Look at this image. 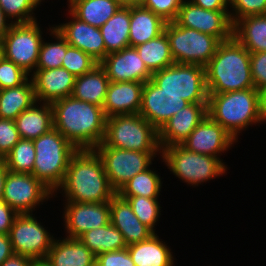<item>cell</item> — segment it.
I'll return each mask as SVG.
<instances>
[{"mask_svg":"<svg viewBox=\"0 0 266 266\" xmlns=\"http://www.w3.org/2000/svg\"><path fill=\"white\" fill-rule=\"evenodd\" d=\"M46 259L52 266H96V256L79 238L54 239Z\"/></svg>","mask_w":266,"mask_h":266,"instance_id":"cell-24","label":"cell"},{"mask_svg":"<svg viewBox=\"0 0 266 266\" xmlns=\"http://www.w3.org/2000/svg\"><path fill=\"white\" fill-rule=\"evenodd\" d=\"M35 156L33 140L21 138L4 157V161L10 172L32 174Z\"/></svg>","mask_w":266,"mask_h":266,"instance_id":"cell-36","label":"cell"},{"mask_svg":"<svg viewBox=\"0 0 266 266\" xmlns=\"http://www.w3.org/2000/svg\"><path fill=\"white\" fill-rule=\"evenodd\" d=\"M111 188L117 193L136 174L148 169L157 152H139L114 147H96Z\"/></svg>","mask_w":266,"mask_h":266,"instance_id":"cell-10","label":"cell"},{"mask_svg":"<svg viewBox=\"0 0 266 266\" xmlns=\"http://www.w3.org/2000/svg\"><path fill=\"white\" fill-rule=\"evenodd\" d=\"M53 194L34 175L8 171L2 200L18 214H31L40 202L51 198Z\"/></svg>","mask_w":266,"mask_h":266,"instance_id":"cell-12","label":"cell"},{"mask_svg":"<svg viewBox=\"0 0 266 266\" xmlns=\"http://www.w3.org/2000/svg\"><path fill=\"white\" fill-rule=\"evenodd\" d=\"M147 69L154 73L174 64L166 33L135 47Z\"/></svg>","mask_w":266,"mask_h":266,"instance_id":"cell-34","label":"cell"},{"mask_svg":"<svg viewBox=\"0 0 266 266\" xmlns=\"http://www.w3.org/2000/svg\"><path fill=\"white\" fill-rule=\"evenodd\" d=\"M143 86L142 82H110L102 107L106 117L139 113Z\"/></svg>","mask_w":266,"mask_h":266,"instance_id":"cell-23","label":"cell"},{"mask_svg":"<svg viewBox=\"0 0 266 266\" xmlns=\"http://www.w3.org/2000/svg\"><path fill=\"white\" fill-rule=\"evenodd\" d=\"M99 63L82 50L70 46L66 41V54L63 59L62 68H65L75 77L91 71Z\"/></svg>","mask_w":266,"mask_h":266,"instance_id":"cell-40","label":"cell"},{"mask_svg":"<svg viewBox=\"0 0 266 266\" xmlns=\"http://www.w3.org/2000/svg\"><path fill=\"white\" fill-rule=\"evenodd\" d=\"M64 222L68 238L110 223V201L102 203L65 202Z\"/></svg>","mask_w":266,"mask_h":266,"instance_id":"cell-16","label":"cell"},{"mask_svg":"<svg viewBox=\"0 0 266 266\" xmlns=\"http://www.w3.org/2000/svg\"><path fill=\"white\" fill-rule=\"evenodd\" d=\"M164 32L175 63L206 66L215 55L220 41L209 34L167 22Z\"/></svg>","mask_w":266,"mask_h":266,"instance_id":"cell-9","label":"cell"},{"mask_svg":"<svg viewBox=\"0 0 266 266\" xmlns=\"http://www.w3.org/2000/svg\"><path fill=\"white\" fill-rule=\"evenodd\" d=\"M251 76L256 89L266 85V52L250 53Z\"/></svg>","mask_w":266,"mask_h":266,"instance_id":"cell-46","label":"cell"},{"mask_svg":"<svg viewBox=\"0 0 266 266\" xmlns=\"http://www.w3.org/2000/svg\"><path fill=\"white\" fill-rule=\"evenodd\" d=\"M233 37L250 53L266 52V14L237 20L233 24Z\"/></svg>","mask_w":266,"mask_h":266,"instance_id":"cell-29","label":"cell"},{"mask_svg":"<svg viewBox=\"0 0 266 266\" xmlns=\"http://www.w3.org/2000/svg\"><path fill=\"white\" fill-rule=\"evenodd\" d=\"M53 127L78 150L95 149L105 137L102 107L68 96L51 104Z\"/></svg>","mask_w":266,"mask_h":266,"instance_id":"cell-1","label":"cell"},{"mask_svg":"<svg viewBox=\"0 0 266 266\" xmlns=\"http://www.w3.org/2000/svg\"><path fill=\"white\" fill-rule=\"evenodd\" d=\"M69 11L96 28L103 26L120 8L113 0H73Z\"/></svg>","mask_w":266,"mask_h":266,"instance_id":"cell-31","label":"cell"},{"mask_svg":"<svg viewBox=\"0 0 266 266\" xmlns=\"http://www.w3.org/2000/svg\"><path fill=\"white\" fill-rule=\"evenodd\" d=\"M49 29V32H51L50 35H53L57 42L47 43L43 40L36 69H54L62 67L63 59L66 54V40L54 27Z\"/></svg>","mask_w":266,"mask_h":266,"instance_id":"cell-37","label":"cell"},{"mask_svg":"<svg viewBox=\"0 0 266 266\" xmlns=\"http://www.w3.org/2000/svg\"><path fill=\"white\" fill-rule=\"evenodd\" d=\"M33 144L36 156L32 175L57 192L78 149L55 128L34 139Z\"/></svg>","mask_w":266,"mask_h":266,"instance_id":"cell-5","label":"cell"},{"mask_svg":"<svg viewBox=\"0 0 266 266\" xmlns=\"http://www.w3.org/2000/svg\"><path fill=\"white\" fill-rule=\"evenodd\" d=\"M35 102L14 120L22 139L34 140L49 132L53 127V110L50 103L37 106Z\"/></svg>","mask_w":266,"mask_h":266,"instance_id":"cell-27","label":"cell"},{"mask_svg":"<svg viewBox=\"0 0 266 266\" xmlns=\"http://www.w3.org/2000/svg\"><path fill=\"white\" fill-rule=\"evenodd\" d=\"M32 259L19 254H13L6 259L0 266H30Z\"/></svg>","mask_w":266,"mask_h":266,"instance_id":"cell-50","label":"cell"},{"mask_svg":"<svg viewBox=\"0 0 266 266\" xmlns=\"http://www.w3.org/2000/svg\"><path fill=\"white\" fill-rule=\"evenodd\" d=\"M20 139L14 120L0 118V158H4Z\"/></svg>","mask_w":266,"mask_h":266,"instance_id":"cell-44","label":"cell"},{"mask_svg":"<svg viewBox=\"0 0 266 266\" xmlns=\"http://www.w3.org/2000/svg\"><path fill=\"white\" fill-rule=\"evenodd\" d=\"M230 11H211L183 0L175 23L216 37L220 42L233 36V24Z\"/></svg>","mask_w":266,"mask_h":266,"instance_id":"cell-14","label":"cell"},{"mask_svg":"<svg viewBox=\"0 0 266 266\" xmlns=\"http://www.w3.org/2000/svg\"><path fill=\"white\" fill-rule=\"evenodd\" d=\"M8 168L6 167V163L4 158H0V200L3 198V191L5 186V180L8 173Z\"/></svg>","mask_w":266,"mask_h":266,"instance_id":"cell-51","label":"cell"},{"mask_svg":"<svg viewBox=\"0 0 266 266\" xmlns=\"http://www.w3.org/2000/svg\"><path fill=\"white\" fill-rule=\"evenodd\" d=\"M208 94L255 87L251 76L250 52L233 36L221 41L205 66Z\"/></svg>","mask_w":266,"mask_h":266,"instance_id":"cell-3","label":"cell"},{"mask_svg":"<svg viewBox=\"0 0 266 266\" xmlns=\"http://www.w3.org/2000/svg\"><path fill=\"white\" fill-rule=\"evenodd\" d=\"M110 223L122 233L127 246L147 240L154 234L133 213L128 201L117 193L110 200Z\"/></svg>","mask_w":266,"mask_h":266,"instance_id":"cell-22","label":"cell"},{"mask_svg":"<svg viewBox=\"0 0 266 266\" xmlns=\"http://www.w3.org/2000/svg\"><path fill=\"white\" fill-rule=\"evenodd\" d=\"M4 57L26 73L36 70L40 47L43 42L42 32L37 21L13 23L3 37Z\"/></svg>","mask_w":266,"mask_h":266,"instance_id":"cell-11","label":"cell"},{"mask_svg":"<svg viewBox=\"0 0 266 266\" xmlns=\"http://www.w3.org/2000/svg\"><path fill=\"white\" fill-rule=\"evenodd\" d=\"M30 75L38 103L52 104L72 94L76 77L65 68L36 69Z\"/></svg>","mask_w":266,"mask_h":266,"instance_id":"cell-21","label":"cell"},{"mask_svg":"<svg viewBox=\"0 0 266 266\" xmlns=\"http://www.w3.org/2000/svg\"><path fill=\"white\" fill-rule=\"evenodd\" d=\"M128 201L133 213L138 219L155 233V223L160 217V204L158 198H147L143 196L122 197Z\"/></svg>","mask_w":266,"mask_h":266,"instance_id":"cell-38","label":"cell"},{"mask_svg":"<svg viewBox=\"0 0 266 266\" xmlns=\"http://www.w3.org/2000/svg\"><path fill=\"white\" fill-rule=\"evenodd\" d=\"M189 104L177 94L164 93L149 80L143 86L139 114L159 130L166 121Z\"/></svg>","mask_w":266,"mask_h":266,"instance_id":"cell-15","label":"cell"},{"mask_svg":"<svg viewBox=\"0 0 266 266\" xmlns=\"http://www.w3.org/2000/svg\"><path fill=\"white\" fill-rule=\"evenodd\" d=\"M120 7H132L134 5L139 4V0H113Z\"/></svg>","mask_w":266,"mask_h":266,"instance_id":"cell-54","label":"cell"},{"mask_svg":"<svg viewBox=\"0 0 266 266\" xmlns=\"http://www.w3.org/2000/svg\"><path fill=\"white\" fill-rule=\"evenodd\" d=\"M79 239L95 256L127 248L122 233L111 223L86 231Z\"/></svg>","mask_w":266,"mask_h":266,"instance_id":"cell-33","label":"cell"},{"mask_svg":"<svg viewBox=\"0 0 266 266\" xmlns=\"http://www.w3.org/2000/svg\"><path fill=\"white\" fill-rule=\"evenodd\" d=\"M13 254L9 234H0V265Z\"/></svg>","mask_w":266,"mask_h":266,"instance_id":"cell-49","label":"cell"},{"mask_svg":"<svg viewBox=\"0 0 266 266\" xmlns=\"http://www.w3.org/2000/svg\"><path fill=\"white\" fill-rule=\"evenodd\" d=\"M207 114L237 141L240 131L264 122L260 94L255 87L240 91L209 94Z\"/></svg>","mask_w":266,"mask_h":266,"instance_id":"cell-4","label":"cell"},{"mask_svg":"<svg viewBox=\"0 0 266 266\" xmlns=\"http://www.w3.org/2000/svg\"><path fill=\"white\" fill-rule=\"evenodd\" d=\"M161 178L150 168L136 174L117 192L120 197L143 196L158 198L161 191Z\"/></svg>","mask_w":266,"mask_h":266,"instance_id":"cell-35","label":"cell"},{"mask_svg":"<svg viewBox=\"0 0 266 266\" xmlns=\"http://www.w3.org/2000/svg\"><path fill=\"white\" fill-rule=\"evenodd\" d=\"M163 162L179 179L192 186L225 174L227 167L220 158L188 151L182 145L161 149Z\"/></svg>","mask_w":266,"mask_h":266,"instance_id":"cell-7","label":"cell"},{"mask_svg":"<svg viewBox=\"0 0 266 266\" xmlns=\"http://www.w3.org/2000/svg\"><path fill=\"white\" fill-rule=\"evenodd\" d=\"M32 215L19 214L13 222L9 237L14 254L43 259L51 249L54 237Z\"/></svg>","mask_w":266,"mask_h":266,"instance_id":"cell-13","label":"cell"},{"mask_svg":"<svg viewBox=\"0 0 266 266\" xmlns=\"http://www.w3.org/2000/svg\"><path fill=\"white\" fill-rule=\"evenodd\" d=\"M208 103H190L158 130L160 148L181 145L207 115Z\"/></svg>","mask_w":266,"mask_h":266,"instance_id":"cell-19","label":"cell"},{"mask_svg":"<svg viewBox=\"0 0 266 266\" xmlns=\"http://www.w3.org/2000/svg\"><path fill=\"white\" fill-rule=\"evenodd\" d=\"M30 74L5 57L0 60V88H12L24 84Z\"/></svg>","mask_w":266,"mask_h":266,"instance_id":"cell-41","label":"cell"},{"mask_svg":"<svg viewBox=\"0 0 266 266\" xmlns=\"http://www.w3.org/2000/svg\"><path fill=\"white\" fill-rule=\"evenodd\" d=\"M60 189L67 201L80 203L107 202L116 194L94 149L78 150L72 156Z\"/></svg>","mask_w":266,"mask_h":266,"instance_id":"cell-2","label":"cell"},{"mask_svg":"<svg viewBox=\"0 0 266 266\" xmlns=\"http://www.w3.org/2000/svg\"><path fill=\"white\" fill-rule=\"evenodd\" d=\"M109 83L105 69L98 64L91 71L75 78L71 96L103 107Z\"/></svg>","mask_w":266,"mask_h":266,"instance_id":"cell-26","label":"cell"},{"mask_svg":"<svg viewBox=\"0 0 266 266\" xmlns=\"http://www.w3.org/2000/svg\"><path fill=\"white\" fill-rule=\"evenodd\" d=\"M100 30L105 43L106 55L130 47V8L120 7L119 10L100 27Z\"/></svg>","mask_w":266,"mask_h":266,"instance_id":"cell-32","label":"cell"},{"mask_svg":"<svg viewBox=\"0 0 266 266\" xmlns=\"http://www.w3.org/2000/svg\"><path fill=\"white\" fill-rule=\"evenodd\" d=\"M39 4V0H0V8L8 19H15L11 23L16 24L36 21L33 11Z\"/></svg>","mask_w":266,"mask_h":266,"instance_id":"cell-39","label":"cell"},{"mask_svg":"<svg viewBox=\"0 0 266 266\" xmlns=\"http://www.w3.org/2000/svg\"><path fill=\"white\" fill-rule=\"evenodd\" d=\"M183 0H139V3L166 22L175 21Z\"/></svg>","mask_w":266,"mask_h":266,"instance_id":"cell-43","label":"cell"},{"mask_svg":"<svg viewBox=\"0 0 266 266\" xmlns=\"http://www.w3.org/2000/svg\"><path fill=\"white\" fill-rule=\"evenodd\" d=\"M99 64L105 69L110 82L145 83L152 77L135 47L108 53Z\"/></svg>","mask_w":266,"mask_h":266,"instance_id":"cell-18","label":"cell"},{"mask_svg":"<svg viewBox=\"0 0 266 266\" xmlns=\"http://www.w3.org/2000/svg\"><path fill=\"white\" fill-rule=\"evenodd\" d=\"M233 13H229L232 24L237 20L248 17L266 14V0H229Z\"/></svg>","mask_w":266,"mask_h":266,"instance_id":"cell-42","label":"cell"},{"mask_svg":"<svg viewBox=\"0 0 266 266\" xmlns=\"http://www.w3.org/2000/svg\"><path fill=\"white\" fill-rule=\"evenodd\" d=\"M97 147L161 153L158 130L139 113L108 117L104 140Z\"/></svg>","mask_w":266,"mask_h":266,"instance_id":"cell-6","label":"cell"},{"mask_svg":"<svg viewBox=\"0 0 266 266\" xmlns=\"http://www.w3.org/2000/svg\"><path fill=\"white\" fill-rule=\"evenodd\" d=\"M166 23L160 16L140 3L130 7V47H136L158 37L164 32Z\"/></svg>","mask_w":266,"mask_h":266,"instance_id":"cell-25","label":"cell"},{"mask_svg":"<svg viewBox=\"0 0 266 266\" xmlns=\"http://www.w3.org/2000/svg\"><path fill=\"white\" fill-rule=\"evenodd\" d=\"M4 58V42L0 39V60Z\"/></svg>","mask_w":266,"mask_h":266,"instance_id":"cell-56","label":"cell"},{"mask_svg":"<svg viewBox=\"0 0 266 266\" xmlns=\"http://www.w3.org/2000/svg\"><path fill=\"white\" fill-rule=\"evenodd\" d=\"M135 266H174L171 249L154 233L149 239L127 246Z\"/></svg>","mask_w":266,"mask_h":266,"instance_id":"cell-28","label":"cell"},{"mask_svg":"<svg viewBox=\"0 0 266 266\" xmlns=\"http://www.w3.org/2000/svg\"><path fill=\"white\" fill-rule=\"evenodd\" d=\"M259 94L262 120L266 122V85L259 89Z\"/></svg>","mask_w":266,"mask_h":266,"instance_id":"cell-53","label":"cell"},{"mask_svg":"<svg viewBox=\"0 0 266 266\" xmlns=\"http://www.w3.org/2000/svg\"><path fill=\"white\" fill-rule=\"evenodd\" d=\"M9 19L4 14L3 10L0 8V39L6 35L13 23H7Z\"/></svg>","mask_w":266,"mask_h":266,"instance_id":"cell-52","label":"cell"},{"mask_svg":"<svg viewBox=\"0 0 266 266\" xmlns=\"http://www.w3.org/2000/svg\"><path fill=\"white\" fill-rule=\"evenodd\" d=\"M68 13L73 18L72 21L55 25L54 29L70 46L82 50L100 63L106 57L105 43L100 28L81 21L70 11Z\"/></svg>","mask_w":266,"mask_h":266,"instance_id":"cell-20","label":"cell"},{"mask_svg":"<svg viewBox=\"0 0 266 266\" xmlns=\"http://www.w3.org/2000/svg\"><path fill=\"white\" fill-rule=\"evenodd\" d=\"M29 80L20 86L0 91V118L15 120L37 102L32 79Z\"/></svg>","mask_w":266,"mask_h":266,"instance_id":"cell-30","label":"cell"},{"mask_svg":"<svg viewBox=\"0 0 266 266\" xmlns=\"http://www.w3.org/2000/svg\"><path fill=\"white\" fill-rule=\"evenodd\" d=\"M18 215L6 202L0 200V234H9Z\"/></svg>","mask_w":266,"mask_h":266,"instance_id":"cell-47","label":"cell"},{"mask_svg":"<svg viewBox=\"0 0 266 266\" xmlns=\"http://www.w3.org/2000/svg\"><path fill=\"white\" fill-rule=\"evenodd\" d=\"M150 80L164 93L177 94L189 103H208L204 66L174 63L152 73Z\"/></svg>","mask_w":266,"mask_h":266,"instance_id":"cell-8","label":"cell"},{"mask_svg":"<svg viewBox=\"0 0 266 266\" xmlns=\"http://www.w3.org/2000/svg\"><path fill=\"white\" fill-rule=\"evenodd\" d=\"M30 266H52V264L46 259H32Z\"/></svg>","mask_w":266,"mask_h":266,"instance_id":"cell-55","label":"cell"},{"mask_svg":"<svg viewBox=\"0 0 266 266\" xmlns=\"http://www.w3.org/2000/svg\"><path fill=\"white\" fill-rule=\"evenodd\" d=\"M96 266H135L128 249H120L96 256Z\"/></svg>","mask_w":266,"mask_h":266,"instance_id":"cell-45","label":"cell"},{"mask_svg":"<svg viewBox=\"0 0 266 266\" xmlns=\"http://www.w3.org/2000/svg\"><path fill=\"white\" fill-rule=\"evenodd\" d=\"M234 142L236 139L207 114L181 145L188 151L219 158L218 154Z\"/></svg>","mask_w":266,"mask_h":266,"instance_id":"cell-17","label":"cell"},{"mask_svg":"<svg viewBox=\"0 0 266 266\" xmlns=\"http://www.w3.org/2000/svg\"><path fill=\"white\" fill-rule=\"evenodd\" d=\"M193 4L211 11H228L229 0H189ZM228 9V10H227Z\"/></svg>","mask_w":266,"mask_h":266,"instance_id":"cell-48","label":"cell"}]
</instances>
